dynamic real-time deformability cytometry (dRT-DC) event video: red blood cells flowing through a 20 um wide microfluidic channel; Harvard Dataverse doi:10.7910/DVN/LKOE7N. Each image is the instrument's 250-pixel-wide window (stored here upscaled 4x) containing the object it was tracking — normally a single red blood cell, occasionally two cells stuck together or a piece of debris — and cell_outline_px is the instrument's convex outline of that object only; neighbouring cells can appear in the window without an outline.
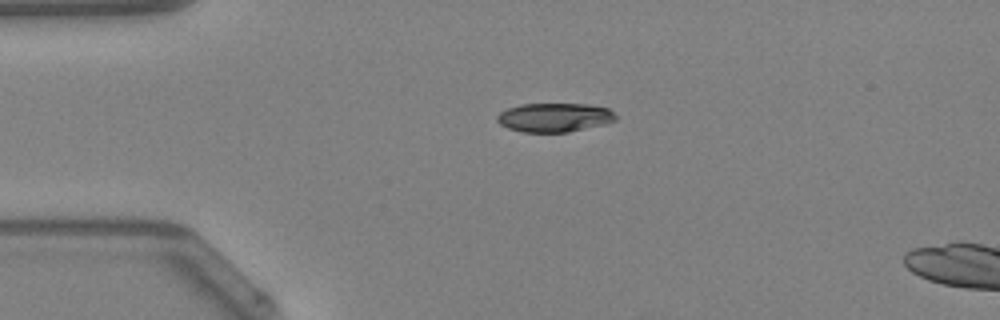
{"species": "Egyptian fruit bat (a non-hibernating species)", "species_latin": "Rousettus aegyptiacus", "temperature_condition": "warm", "stored_images_in_passage": 4, "camera_frame_rate_fps": 3000, "um_per_image_px": 0.085, "animal": {"sex": "female"}, "frame": {"image": 1, "passage_image": 1, "time_ms": 0.0, "image_size_px": [1000, 320], "cell_outline_px": [[616, 120], [604, 124], [568, 132], [520, 132], [508, 128], [500, 124], [496, 120], [496, 116], [500, 112], [508, 108], [520, 104], [588, 104], [608, 108], [616, 116]], "centroid_in_image_um": [47.1, 9.98], "position_along_channel_um": 37.9, "area_um2": 20.0}}